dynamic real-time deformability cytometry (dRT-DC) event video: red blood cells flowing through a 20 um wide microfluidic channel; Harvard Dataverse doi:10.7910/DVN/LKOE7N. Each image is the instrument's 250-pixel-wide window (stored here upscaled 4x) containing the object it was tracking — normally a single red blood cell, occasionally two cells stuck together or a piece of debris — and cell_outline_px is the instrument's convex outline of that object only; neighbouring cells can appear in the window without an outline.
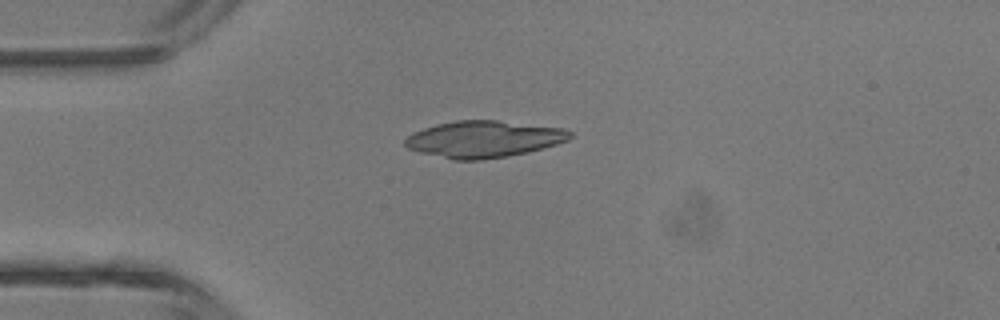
{"species": "common noctule bat (a hibernating species)", "species_latin": "Nyctalus noctula", "temperature_condition": "room temperature", "stored_images_in_passage": 5, "camera_frame_rate_fps": 3000, "um_per_image_px": 0.085, "animal": {"sex": "male", "body_mass_g": 13.3}, "frame": {"image": 1, "passage_image": 5, "time_ms": 4.667, "image_size_px": [1000, 320], "cell_outline_px": [[572, 136], [568, 140], [544, 148], [528, 152], [508, 156], [480, 160], [452, 160], [420, 152], [408, 148], [404, 144], [404, 140], [408, 136], [424, 128], [436, 124], [456, 120], [496, 120], [564, 128], [572, 132]], "centroid_in_image_um": [41.13, 11.83], "position_along_channel_um": 43.9, "area_um2": 35.26}}